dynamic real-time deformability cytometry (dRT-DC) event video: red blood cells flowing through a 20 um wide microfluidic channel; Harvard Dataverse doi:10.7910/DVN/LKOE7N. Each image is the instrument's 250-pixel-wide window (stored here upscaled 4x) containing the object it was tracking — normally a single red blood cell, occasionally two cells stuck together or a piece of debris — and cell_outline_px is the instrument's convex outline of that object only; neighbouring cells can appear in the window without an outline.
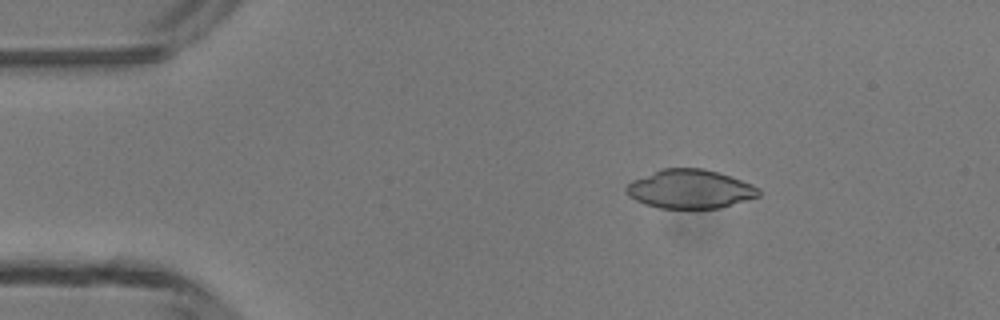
{"species": "common noctule bat (a hibernating species)", "species_latin": "Nyctalus noctula", "temperature_condition": "room temperature", "stored_images_in_passage": 5, "camera_frame_rate_fps": 3000, "um_per_image_px": 0.085, "animal": {"sex": "male", "body_mass_g": 13.3}, "frame": {"image": 1, "passage_image": 3, "time_ms": 2.333, "image_size_px": [1000, 320], "cell_outline_px": [[760, 196], [720, 208], [660, 208], [644, 204], [628, 196], [624, 192], [624, 188], [632, 180], [660, 168], [704, 168], [752, 184], [760, 188]], "centroid_in_image_um": [58.61, 16.07], "position_along_channel_um": 26.4, "area_um2": 30.06}}